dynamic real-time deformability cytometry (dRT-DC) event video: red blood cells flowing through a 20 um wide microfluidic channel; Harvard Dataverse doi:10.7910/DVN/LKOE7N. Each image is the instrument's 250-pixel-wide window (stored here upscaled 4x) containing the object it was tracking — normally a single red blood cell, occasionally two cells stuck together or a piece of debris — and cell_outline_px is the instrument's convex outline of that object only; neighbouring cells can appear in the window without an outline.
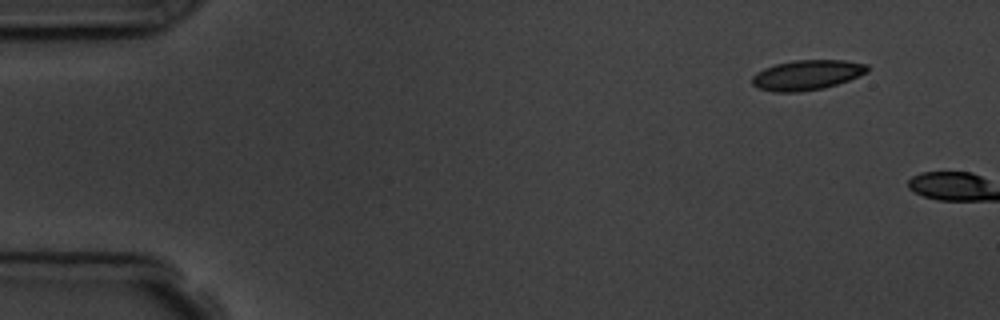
{"species": "common noctule bat (a hibernating species)", "species_latin": "Nyctalus noctula", "temperature_condition": "room temperature", "stored_images_in_passage": 2, "camera_frame_rate_fps": 3000, "um_per_image_px": 0.085, "animal": {"sex": "male", "body_mass_g": 19.5, "forearm_length_mm": 54.6}, "frame": {"image": 1, "passage_image": 1, "time_ms": 0.0, "image_size_px": [1000, 320], "cell_outline_px": [[868, 72], [848, 80], [824, 88], [800, 92], [772, 92], [756, 88], [752, 84], [752, 76], [756, 72], [764, 68], [776, 64], [792, 60], [844, 60], [868, 64]], "centroid_in_image_um": [68.55, 6.38], "position_along_channel_um": 16.4, "area_um2": 20.29}}